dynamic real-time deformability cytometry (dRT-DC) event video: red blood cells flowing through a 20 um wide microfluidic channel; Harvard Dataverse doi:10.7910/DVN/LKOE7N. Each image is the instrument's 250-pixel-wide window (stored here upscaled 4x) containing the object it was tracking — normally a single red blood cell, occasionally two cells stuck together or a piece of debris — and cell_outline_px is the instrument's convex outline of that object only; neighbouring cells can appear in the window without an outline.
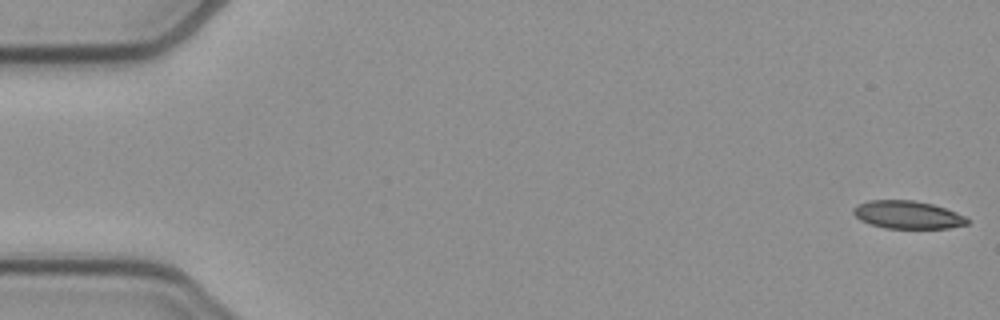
{"species": "common noctule bat (a hibernating species)", "species_latin": "Nyctalus noctula", "temperature_condition": "cold", "stored_images_in_passage": 53, "camera_frame_rate_fps": 3000, "um_per_image_px": 0.085, "animal": {"sex": "female", "body_mass_g": 21.9}, "frame": {"image": 1, "passage_image": 1, "time_ms": 0.0, "image_size_px": [1000, 320], "cell_outline_px": [[968, 224], [948, 228], [884, 228], [860, 220], [852, 212], [852, 208], [856, 204], [868, 200], [912, 200], [932, 204], [956, 212], [964, 216], [968, 220]], "centroid_in_image_um": [77.1, 18.25], "position_along_channel_um": 7.9, "area_um2": 18.44}}
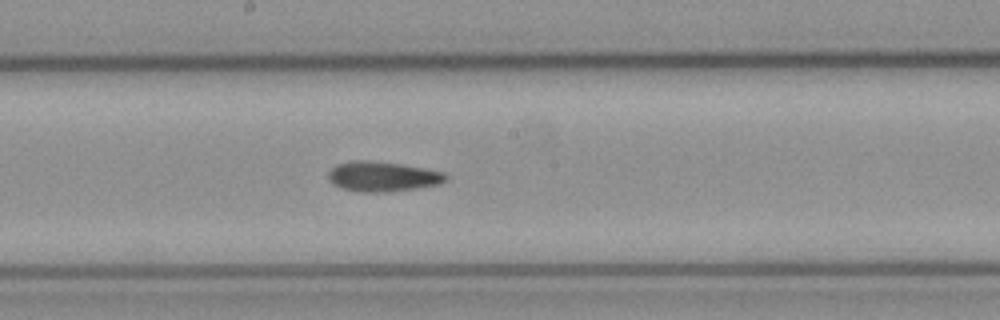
{"frame": {"image": 2, "passage_image": 28, "time_ms": 9.0, "image_size_px": [1000, 320], "cell_outline_px": [[448, 180], [440, 184], [416, 188], [388, 192], [360, 192], [340, 188], [332, 184], [328, 180], [328, 172], [336, 164], [348, 160], [368, 160], [400, 164], [424, 168], [444, 172], [448, 176]], "centroid_in_image_um": [32.49, 15.0], "position_along_channel_um": 215.7, "area_um2": 20.81}}
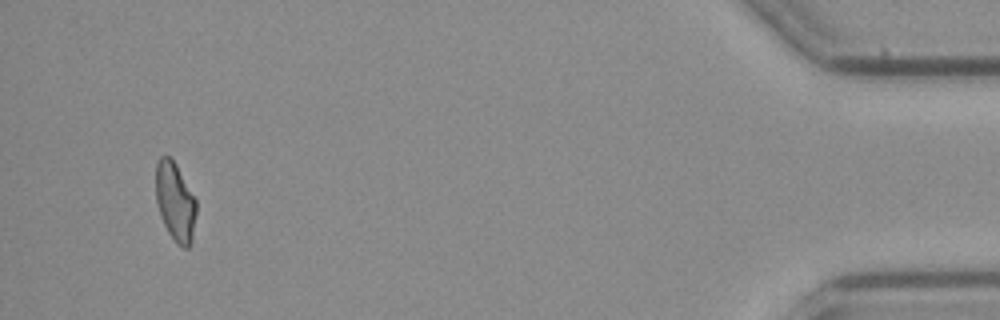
{"frame": {"image": 3, "passage_image": 50, "time_ms": 16.333, "image_size_px": [1000, 320], "cell_outline_px": [[196, 212], [192, 244], [188, 248], [184, 248], [176, 244], [168, 232], [160, 216], [156, 200], [156, 164], [160, 156], [168, 156], [176, 164], [196, 200]], "centroid_in_image_um": [14.89, 17.19], "position_along_channel_um": 420.3, "area_um2": 18.61}, "authors_computed_cell_mechanics": {"area_um2": 19.5364, "velocity_mm_per_s": 3.9048, "shape_relaxation_time_tau1_ms": null, "shape_relaxation_time_tau2_ms": 5.0294, "deformation_change_tau1": null, "deformation_change_tau2": 0.1298}}